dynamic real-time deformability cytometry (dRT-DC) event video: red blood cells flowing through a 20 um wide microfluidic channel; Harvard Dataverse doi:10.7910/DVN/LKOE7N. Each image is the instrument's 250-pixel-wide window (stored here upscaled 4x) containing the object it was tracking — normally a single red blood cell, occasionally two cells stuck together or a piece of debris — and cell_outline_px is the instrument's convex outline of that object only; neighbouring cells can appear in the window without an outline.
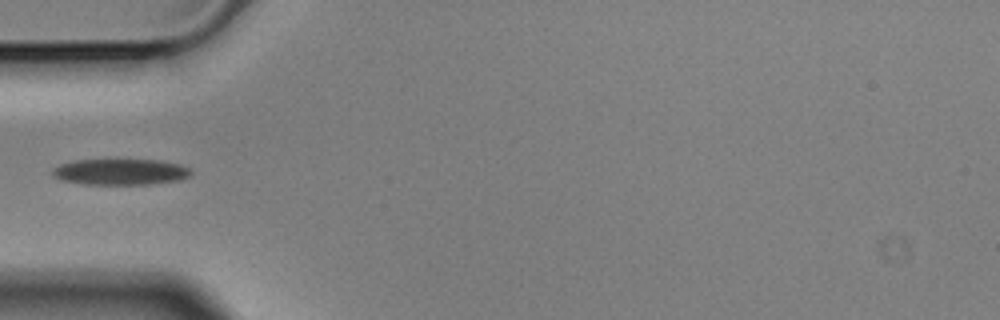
{"species": "Egyptian fruit bat (a non-hibernating species)", "species_latin": "Rousettus aegyptiacus", "temperature_condition": "cold", "stored_images_in_passage": 2, "camera_frame_rate_fps": 3000, "um_per_image_px": 0.085, "animal": {"sex": "male"}, "frame": {"image": 1, "passage_image": 2, "time_ms": 0.333, "image_size_px": [1000, 320], "cell_outline_px": [[192, 176], [180, 180], [148, 184], [84, 184], [60, 180], [52, 176], [52, 168], [60, 164], [76, 160], [164, 160], [180, 164], [192, 168]], "centroid_in_image_um": [10.28, 14.61], "position_along_channel_um": 74.7, "area_um2": 21.27}}